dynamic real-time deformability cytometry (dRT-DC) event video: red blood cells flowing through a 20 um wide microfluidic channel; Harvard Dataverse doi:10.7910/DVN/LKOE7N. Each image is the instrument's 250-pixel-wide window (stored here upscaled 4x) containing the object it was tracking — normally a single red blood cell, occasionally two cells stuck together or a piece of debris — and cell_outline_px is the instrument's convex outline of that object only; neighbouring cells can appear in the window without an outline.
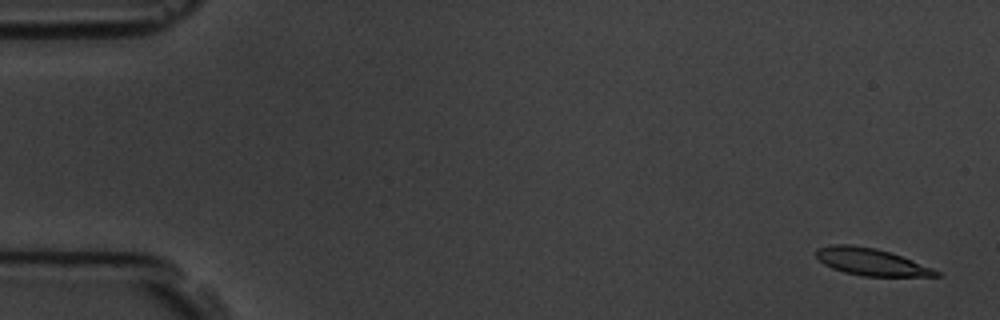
{"species": "common noctule bat (a hibernating species)", "species_latin": "Nyctalus noctula", "temperature_condition": "room temperature", "stored_images_in_passage": 5, "camera_frame_rate_fps": 3000, "um_per_image_px": 0.085, "animal": {"sex": "male", "body_mass_g": 19.5, "forearm_length_mm": 54.6}, "frame": {"image": 1, "passage_image": 1, "time_ms": 0.0, "image_size_px": [1000, 320], "cell_outline_px": [[940, 276], [864, 276], [844, 272], [832, 268], [824, 264], [816, 256], [816, 248], [832, 244], [848, 244], [876, 248], [900, 256], [932, 268], [940, 272]], "centroid_in_image_um": [73.99, 22.25], "position_along_channel_um": 11.0, "area_um2": 18.67}}
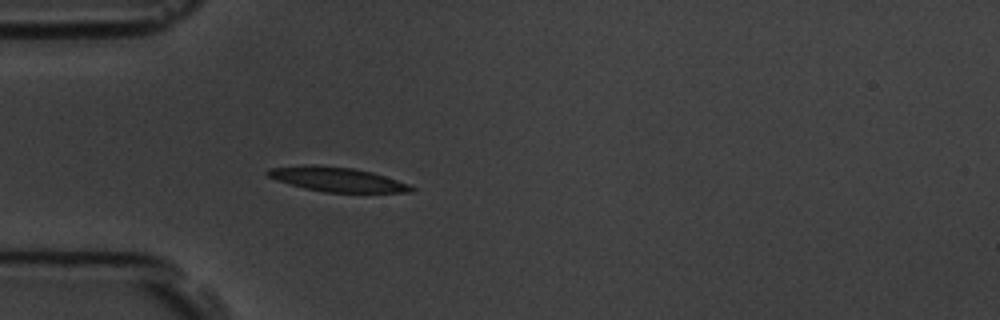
{"frame": {"image": 2, "passage_image": 5, "time_ms": 4.667, "image_size_px": [1000, 320], "cell_outline_px": [[416, 188], [412, 192], [324, 192], [304, 188], [276, 180], [268, 176], [264, 172], [268, 168], [304, 164], [312, 164], [352, 168], [372, 172], [408, 184]], "centroid_in_image_um": [28.58, 15.23], "position_along_channel_um": 56.4, "area_um2": 20.4}}